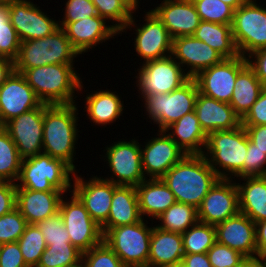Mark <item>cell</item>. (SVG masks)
I'll return each mask as SVG.
<instances>
[{
  "instance_id": "obj_1",
  "label": "cell",
  "mask_w": 266,
  "mask_h": 267,
  "mask_svg": "<svg viewBox=\"0 0 266 267\" xmlns=\"http://www.w3.org/2000/svg\"><path fill=\"white\" fill-rule=\"evenodd\" d=\"M161 179L174 194L176 202L198 209L220 178L202 154H186Z\"/></svg>"
},
{
  "instance_id": "obj_2",
  "label": "cell",
  "mask_w": 266,
  "mask_h": 267,
  "mask_svg": "<svg viewBox=\"0 0 266 267\" xmlns=\"http://www.w3.org/2000/svg\"><path fill=\"white\" fill-rule=\"evenodd\" d=\"M73 104L48 105L44 109L43 118V151L42 153L73 164L78 141V109Z\"/></svg>"
},
{
  "instance_id": "obj_3",
  "label": "cell",
  "mask_w": 266,
  "mask_h": 267,
  "mask_svg": "<svg viewBox=\"0 0 266 267\" xmlns=\"http://www.w3.org/2000/svg\"><path fill=\"white\" fill-rule=\"evenodd\" d=\"M71 64H49L26 69L22 75L42 103L73 104L83 82Z\"/></svg>"
},
{
  "instance_id": "obj_4",
  "label": "cell",
  "mask_w": 266,
  "mask_h": 267,
  "mask_svg": "<svg viewBox=\"0 0 266 267\" xmlns=\"http://www.w3.org/2000/svg\"><path fill=\"white\" fill-rule=\"evenodd\" d=\"M247 150L248 136L244 126L240 125L231 130H219L208 134L202 155L220 179H238L244 172Z\"/></svg>"
},
{
  "instance_id": "obj_5",
  "label": "cell",
  "mask_w": 266,
  "mask_h": 267,
  "mask_svg": "<svg viewBox=\"0 0 266 267\" xmlns=\"http://www.w3.org/2000/svg\"><path fill=\"white\" fill-rule=\"evenodd\" d=\"M75 172L65 161L40 153L22 159L16 187L34 191H61L64 194L71 192L73 183L70 181L74 179Z\"/></svg>"
},
{
  "instance_id": "obj_6",
  "label": "cell",
  "mask_w": 266,
  "mask_h": 267,
  "mask_svg": "<svg viewBox=\"0 0 266 267\" xmlns=\"http://www.w3.org/2000/svg\"><path fill=\"white\" fill-rule=\"evenodd\" d=\"M80 55L72 46L64 30L59 27L44 38L21 41L19 54L14 61V71L23 73L26 69L49 64H71Z\"/></svg>"
},
{
  "instance_id": "obj_7",
  "label": "cell",
  "mask_w": 266,
  "mask_h": 267,
  "mask_svg": "<svg viewBox=\"0 0 266 267\" xmlns=\"http://www.w3.org/2000/svg\"><path fill=\"white\" fill-rule=\"evenodd\" d=\"M198 92L196 80L190 78L170 93L143 96V107L153 123L158 124V131H164L182 116L194 111Z\"/></svg>"
},
{
  "instance_id": "obj_8",
  "label": "cell",
  "mask_w": 266,
  "mask_h": 267,
  "mask_svg": "<svg viewBox=\"0 0 266 267\" xmlns=\"http://www.w3.org/2000/svg\"><path fill=\"white\" fill-rule=\"evenodd\" d=\"M144 220L111 228L103 235V241L127 267H148L153 227Z\"/></svg>"
},
{
  "instance_id": "obj_9",
  "label": "cell",
  "mask_w": 266,
  "mask_h": 267,
  "mask_svg": "<svg viewBox=\"0 0 266 267\" xmlns=\"http://www.w3.org/2000/svg\"><path fill=\"white\" fill-rule=\"evenodd\" d=\"M256 2L250 0L234 10L231 25L237 51L245 58L266 47V8Z\"/></svg>"
},
{
  "instance_id": "obj_10",
  "label": "cell",
  "mask_w": 266,
  "mask_h": 267,
  "mask_svg": "<svg viewBox=\"0 0 266 267\" xmlns=\"http://www.w3.org/2000/svg\"><path fill=\"white\" fill-rule=\"evenodd\" d=\"M186 70L171 55L143 62L135 76L138 93L141 97L170 93L190 79Z\"/></svg>"
},
{
  "instance_id": "obj_11",
  "label": "cell",
  "mask_w": 266,
  "mask_h": 267,
  "mask_svg": "<svg viewBox=\"0 0 266 267\" xmlns=\"http://www.w3.org/2000/svg\"><path fill=\"white\" fill-rule=\"evenodd\" d=\"M71 194L70 201L61 198L59 213L62 215L71 244L84 253L103 242V232L79 198L73 192Z\"/></svg>"
},
{
  "instance_id": "obj_12",
  "label": "cell",
  "mask_w": 266,
  "mask_h": 267,
  "mask_svg": "<svg viewBox=\"0 0 266 267\" xmlns=\"http://www.w3.org/2000/svg\"><path fill=\"white\" fill-rule=\"evenodd\" d=\"M112 146L105 147L103 160L109 164L111 177L103 179L113 182L117 186L136 187L146 179L142 170L141 146L138 140L117 141ZM114 176V177H113ZM115 177L117 179H115Z\"/></svg>"
},
{
  "instance_id": "obj_13",
  "label": "cell",
  "mask_w": 266,
  "mask_h": 267,
  "mask_svg": "<svg viewBox=\"0 0 266 267\" xmlns=\"http://www.w3.org/2000/svg\"><path fill=\"white\" fill-rule=\"evenodd\" d=\"M145 23L135 26V21L132 15L131 20L125 25L124 29L119 33L125 32L128 28H135L134 50L143 62L150 60L161 59L171 55L172 52V38L164 24L158 17L149 10L145 12Z\"/></svg>"
},
{
  "instance_id": "obj_14",
  "label": "cell",
  "mask_w": 266,
  "mask_h": 267,
  "mask_svg": "<svg viewBox=\"0 0 266 267\" xmlns=\"http://www.w3.org/2000/svg\"><path fill=\"white\" fill-rule=\"evenodd\" d=\"M248 64L241 55L224 58L221 62L201 71L194 79L199 92L230 104L238 73Z\"/></svg>"
},
{
  "instance_id": "obj_15",
  "label": "cell",
  "mask_w": 266,
  "mask_h": 267,
  "mask_svg": "<svg viewBox=\"0 0 266 267\" xmlns=\"http://www.w3.org/2000/svg\"><path fill=\"white\" fill-rule=\"evenodd\" d=\"M49 104L22 113L6 123V132L15 143L19 156L24 159L43 151L44 109Z\"/></svg>"
},
{
  "instance_id": "obj_16",
  "label": "cell",
  "mask_w": 266,
  "mask_h": 267,
  "mask_svg": "<svg viewBox=\"0 0 266 267\" xmlns=\"http://www.w3.org/2000/svg\"><path fill=\"white\" fill-rule=\"evenodd\" d=\"M233 181L219 179L214 184L197 209L198 221L216 226L240 212L238 188Z\"/></svg>"
},
{
  "instance_id": "obj_17",
  "label": "cell",
  "mask_w": 266,
  "mask_h": 267,
  "mask_svg": "<svg viewBox=\"0 0 266 267\" xmlns=\"http://www.w3.org/2000/svg\"><path fill=\"white\" fill-rule=\"evenodd\" d=\"M91 177L84 180L75 172L71 192L83 203L91 218L102 227L108 219L113 193L118 186L103 177Z\"/></svg>"
},
{
  "instance_id": "obj_18",
  "label": "cell",
  "mask_w": 266,
  "mask_h": 267,
  "mask_svg": "<svg viewBox=\"0 0 266 267\" xmlns=\"http://www.w3.org/2000/svg\"><path fill=\"white\" fill-rule=\"evenodd\" d=\"M158 132V137L145 142V146L140 144L142 170L146 179H161L186 155L165 131Z\"/></svg>"
},
{
  "instance_id": "obj_19",
  "label": "cell",
  "mask_w": 266,
  "mask_h": 267,
  "mask_svg": "<svg viewBox=\"0 0 266 267\" xmlns=\"http://www.w3.org/2000/svg\"><path fill=\"white\" fill-rule=\"evenodd\" d=\"M9 5L10 21L20 41L44 38L59 28V21L29 0H16Z\"/></svg>"
},
{
  "instance_id": "obj_20",
  "label": "cell",
  "mask_w": 266,
  "mask_h": 267,
  "mask_svg": "<svg viewBox=\"0 0 266 267\" xmlns=\"http://www.w3.org/2000/svg\"><path fill=\"white\" fill-rule=\"evenodd\" d=\"M41 104L42 101L21 73L13 71L0 86V117L5 123Z\"/></svg>"
},
{
  "instance_id": "obj_21",
  "label": "cell",
  "mask_w": 266,
  "mask_h": 267,
  "mask_svg": "<svg viewBox=\"0 0 266 267\" xmlns=\"http://www.w3.org/2000/svg\"><path fill=\"white\" fill-rule=\"evenodd\" d=\"M171 56L181 65L188 67L186 74L196 77L201 71L221 62L224 57L208 44L193 35L172 39Z\"/></svg>"
},
{
  "instance_id": "obj_22",
  "label": "cell",
  "mask_w": 266,
  "mask_h": 267,
  "mask_svg": "<svg viewBox=\"0 0 266 267\" xmlns=\"http://www.w3.org/2000/svg\"><path fill=\"white\" fill-rule=\"evenodd\" d=\"M106 20L99 16H92L74 22H59L67 38L78 53L84 54L110 38H115L119 32L113 25H107Z\"/></svg>"
},
{
  "instance_id": "obj_23",
  "label": "cell",
  "mask_w": 266,
  "mask_h": 267,
  "mask_svg": "<svg viewBox=\"0 0 266 267\" xmlns=\"http://www.w3.org/2000/svg\"><path fill=\"white\" fill-rule=\"evenodd\" d=\"M151 11L164 24L172 39L193 35L201 22L192 0H163Z\"/></svg>"
},
{
  "instance_id": "obj_24",
  "label": "cell",
  "mask_w": 266,
  "mask_h": 267,
  "mask_svg": "<svg viewBox=\"0 0 266 267\" xmlns=\"http://www.w3.org/2000/svg\"><path fill=\"white\" fill-rule=\"evenodd\" d=\"M216 241L246 258L257 257L255 223L239 212L215 226Z\"/></svg>"
},
{
  "instance_id": "obj_25",
  "label": "cell",
  "mask_w": 266,
  "mask_h": 267,
  "mask_svg": "<svg viewBox=\"0 0 266 267\" xmlns=\"http://www.w3.org/2000/svg\"><path fill=\"white\" fill-rule=\"evenodd\" d=\"M194 111L206 135L219 130H231L241 125V119L229 103L218 101L200 92Z\"/></svg>"
},
{
  "instance_id": "obj_26",
  "label": "cell",
  "mask_w": 266,
  "mask_h": 267,
  "mask_svg": "<svg viewBox=\"0 0 266 267\" xmlns=\"http://www.w3.org/2000/svg\"><path fill=\"white\" fill-rule=\"evenodd\" d=\"M61 191L16 189V208L28 224H37L59 212Z\"/></svg>"
},
{
  "instance_id": "obj_27",
  "label": "cell",
  "mask_w": 266,
  "mask_h": 267,
  "mask_svg": "<svg viewBox=\"0 0 266 267\" xmlns=\"http://www.w3.org/2000/svg\"><path fill=\"white\" fill-rule=\"evenodd\" d=\"M184 256L181 233L161 230L154 225L150 240L148 267H168L181 264Z\"/></svg>"
},
{
  "instance_id": "obj_28",
  "label": "cell",
  "mask_w": 266,
  "mask_h": 267,
  "mask_svg": "<svg viewBox=\"0 0 266 267\" xmlns=\"http://www.w3.org/2000/svg\"><path fill=\"white\" fill-rule=\"evenodd\" d=\"M135 188L143 219L144 215L156 219L176 202L174 194L162 179H145Z\"/></svg>"
},
{
  "instance_id": "obj_29",
  "label": "cell",
  "mask_w": 266,
  "mask_h": 267,
  "mask_svg": "<svg viewBox=\"0 0 266 267\" xmlns=\"http://www.w3.org/2000/svg\"><path fill=\"white\" fill-rule=\"evenodd\" d=\"M141 219L136 188L118 186L113 193L108 219L101 229L104 235L111 228L131 225Z\"/></svg>"
},
{
  "instance_id": "obj_30",
  "label": "cell",
  "mask_w": 266,
  "mask_h": 267,
  "mask_svg": "<svg viewBox=\"0 0 266 267\" xmlns=\"http://www.w3.org/2000/svg\"><path fill=\"white\" fill-rule=\"evenodd\" d=\"M164 131L186 154H203L207 135L202 130L195 111L185 114Z\"/></svg>"
},
{
  "instance_id": "obj_31",
  "label": "cell",
  "mask_w": 266,
  "mask_h": 267,
  "mask_svg": "<svg viewBox=\"0 0 266 267\" xmlns=\"http://www.w3.org/2000/svg\"><path fill=\"white\" fill-rule=\"evenodd\" d=\"M241 179L245 183H236L240 212L254 223L266 220V175Z\"/></svg>"
},
{
  "instance_id": "obj_32",
  "label": "cell",
  "mask_w": 266,
  "mask_h": 267,
  "mask_svg": "<svg viewBox=\"0 0 266 267\" xmlns=\"http://www.w3.org/2000/svg\"><path fill=\"white\" fill-rule=\"evenodd\" d=\"M116 92L100 90L85 97V111L88 118L97 126L108 125L122 116L123 101Z\"/></svg>"
},
{
  "instance_id": "obj_33",
  "label": "cell",
  "mask_w": 266,
  "mask_h": 267,
  "mask_svg": "<svg viewBox=\"0 0 266 267\" xmlns=\"http://www.w3.org/2000/svg\"><path fill=\"white\" fill-rule=\"evenodd\" d=\"M263 89L254 70L247 64L237 75L230 106L242 120L250 111Z\"/></svg>"
},
{
  "instance_id": "obj_34",
  "label": "cell",
  "mask_w": 266,
  "mask_h": 267,
  "mask_svg": "<svg viewBox=\"0 0 266 267\" xmlns=\"http://www.w3.org/2000/svg\"><path fill=\"white\" fill-rule=\"evenodd\" d=\"M193 36L208 44L224 58L239 56L233 40L231 25L201 21Z\"/></svg>"
},
{
  "instance_id": "obj_35",
  "label": "cell",
  "mask_w": 266,
  "mask_h": 267,
  "mask_svg": "<svg viewBox=\"0 0 266 267\" xmlns=\"http://www.w3.org/2000/svg\"><path fill=\"white\" fill-rule=\"evenodd\" d=\"M156 220L161 221L156 226L161 230L182 234L198 221V211L192 205L175 202Z\"/></svg>"
},
{
  "instance_id": "obj_36",
  "label": "cell",
  "mask_w": 266,
  "mask_h": 267,
  "mask_svg": "<svg viewBox=\"0 0 266 267\" xmlns=\"http://www.w3.org/2000/svg\"><path fill=\"white\" fill-rule=\"evenodd\" d=\"M184 254L207 253L216 242V228L197 221L182 233Z\"/></svg>"
},
{
  "instance_id": "obj_37",
  "label": "cell",
  "mask_w": 266,
  "mask_h": 267,
  "mask_svg": "<svg viewBox=\"0 0 266 267\" xmlns=\"http://www.w3.org/2000/svg\"><path fill=\"white\" fill-rule=\"evenodd\" d=\"M22 158L9 134L0 135V181L16 183L21 168Z\"/></svg>"
},
{
  "instance_id": "obj_38",
  "label": "cell",
  "mask_w": 266,
  "mask_h": 267,
  "mask_svg": "<svg viewBox=\"0 0 266 267\" xmlns=\"http://www.w3.org/2000/svg\"><path fill=\"white\" fill-rule=\"evenodd\" d=\"M82 260V252L71 243L46 247L36 267H71Z\"/></svg>"
},
{
  "instance_id": "obj_39",
  "label": "cell",
  "mask_w": 266,
  "mask_h": 267,
  "mask_svg": "<svg viewBox=\"0 0 266 267\" xmlns=\"http://www.w3.org/2000/svg\"><path fill=\"white\" fill-rule=\"evenodd\" d=\"M27 267H36L46 249L44 236L36 224H28L17 241Z\"/></svg>"
},
{
  "instance_id": "obj_40",
  "label": "cell",
  "mask_w": 266,
  "mask_h": 267,
  "mask_svg": "<svg viewBox=\"0 0 266 267\" xmlns=\"http://www.w3.org/2000/svg\"><path fill=\"white\" fill-rule=\"evenodd\" d=\"M201 21L232 25L234 9L221 0H192Z\"/></svg>"
},
{
  "instance_id": "obj_41",
  "label": "cell",
  "mask_w": 266,
  "mask_h": 267,
  "mask_svg": "<svg viewBox=\"0 0 266 267\" xmlns=\"http://www.w3.org/2000/svg\"><path fill=\"white\" fill-rule=\"evenodd\" d=\"M97 14L106 21H113V27L120 33L131 20L132 12L121 0H91ZM115 22V24H114Z\"/></svg>"
},
{
  "instance_id": "obj_42",
  "label": "cell",
  "mask_w": 266,
  "mask_h": 267,
  "mask_svg": "<svg viewBox=\"0 0 266 267\" xmlns=\"http://www.w3.org/2000/svg\"><path fill=\"white\" fill-rule=\"evenodd\" d=\"M81 261L85 267H127L104 241L82 253Z\"/></svg>"
},
{
  "instance_id": "obj_43",
  "label": "cell",
  "mask_w": 266,
  "mask_h": 267,
  "mask_svg": "<svg viewBox=\"0 0 266 267\" xmlns=\"http://www.w3.org/2000/svg\"><path fill=\"white\" fill-rule=\"evenodd\" d=\"M27 225L26 219L17 208L0 216V244L17 242Z\"/></svg>"
},
{
  "instance_id": "obj_44",
  "label": "cell",
  "mask_w": 266,
  "mask_h": 267,
  "mask_svg": "<svg viewBox=\"0 0 266 267\" xmlns=\"http://www.w3.org/2000/svg\"><path fill=\"white\" fill-rule=\"evenodd\" d=\"M44 236L46 245L71 243L62 215L57 212L36 224Z\"/></svg>"
},
{
  "instance_id": "obj_45",
  "label": "cell",
  "mask_w": 266,
  "mask_h": 267,
  "mask_svg": "<svg viewBox=\"0 0 266 267\" xmlns=\"http://www.w3.org/2000/svg\"><path fill=\"white\" fill-rule=\"evenodd\" d=\"M212 267H237L246 257L217 241L207 251Z\"/></svg>"
},
{
  "instance_id": "obj_46",
  "label": "cell",
  "mask_w": 266,
  "mask_h": 267,
  "mask_svg": "<svg viewBox=\"0 0 266 267\" xmlns=\"http://www.w3.org/2000/svg\"><path fill=\"white\" fill-rule=\"evenodd\" d=\"M266 153L258 148L248 138V150L244 160V172L240 178L266 175Z\"/></svg>"
},
{
  "instance_id": "obj_47",
  "label": "cell",
  "mask_w": 266,
  "mask_h": 267,
  "mask_svg": "<svg viewBox=\"0 0 266 267\" xmlns=\"http://www.w3.org/2000/svg\"><path fill=\"white\" fill-rule=\"evenodd\" d=\"M65 7V14L59 22H74L98 15L91 0H67Z\"/></svg>"
},
{
  "instance_id": "obj_48",
  "label": "cell",
  "mask_w": 266,
  "mask_h": 267,
  "mask_svg": "<svg viewBox=\"0 0 266 267\" xmlns=\"http://www.w3.org/2000/svg\"><path fill=\"white\" fill-rule=\"evenodd\" d=\"M21 41L11 23L7 27H0V54L3 58H8L13 62L19 54Z\"/></svg>"
},
{
  "instance_id": "obj_49",
  "label": "cell",
  "mask_w": 266,
  "mask_h": 267,
  "mask_svg": "<svg viewBox=\"0 0 266 267\" xmlns=\"http://www.w3.org/2000/svg\"><path fill=\"white\" fill-rule=\"evenodd\" d=\"M242 126L266 125V87H263L258 99L250 111L241 120Z\"/></svg>"
},
{
  "instance_id": "obj_50",
  "label": "cell",
  "mask_w": 266,
  "mask_h": 267,
  "mask_svg": "<svg viewBox=\"0 0 266 267\" xmlns=\"http://www.w3.org/2000/svg\"><path fill=\"white\" fill-rule=\"evenodd\" d=\"M0 267H27L18 242H9L1 245Z\"/></svg>"
},
{
  "instance_id": "obj_51",
  "label": "cell",
  "mask_w": 266,
  "mask_h": 267,
  "mask_svg": "<svg viewBox=\"0 0 266 267\" xmlns=\"http://www.w3.org/2000/svg\"><path fill=\"white\" fill-rule=\"evenodd\" d=\"M16 183L0 181V216L16 208Z\"/></svg>"
},
{
  "instance_id": "obj_52",
  "label": "cell",
  "mask_w": 266,
  "mask_h": 267,
  "mask_svg": "<svg viewBox=\"0 0 266 267\" xmlns=\"http://www.w3.org/2000/svg\"><path fill=\"white\" fill-rule=\"evenodd\" d=\"M246 59L248 65L254 70L256 77L262 83L263 87H266V47L254 51L248 55Z\"/></svg>"
},
{
  "instance_id": "obj_53",
  "label": "cell",
  "mask_w": 266,
  "mask_h": 267,
  "mask_svg": "<svg viewBox=\"0 0 266 267\" xmlns=\"http://www.w3.org/2000/svg\"><path fill=\"white\" fill-rule=\"evenodd\" d=\"M249 140L255 144V148L266 153V125L244 126Z\"/></svg>"
},
{
  "instance_id": "obj_54",
  "label": "cell",
  "mask_w": 266,
  "mask_h": 267,
  "mask_svg": "<svg viewBox=\"0 0 266 267\" xmlns=\"http://www.w3.org/2000/svg\"><path fill=\"white\" fill-rule=\"evenodd\" d=\"M181 264L184 267H212L207 253L184 254Z\"/></svg>"
},
{
  "instance_id": "obj_55",
  "label": "cell",
  "mask_w": 266,
  "mask_h": 267,
  "mask_svg": "<svg viewBox=\"0 0 266 267\" xmlns=\"http://www.w3.org/2000/svg\"><path fill=\"white\" fill-rule=\"evenodd\" d=\"M257 256L266 250V220L255 223Z\"/></svg>"
},
{
  "instance_id": "obj_56",
  "label": "cell",
  "mask_w": 266,
  "mask_h": 267,
  "mask_svg": "<svg viewBox=\"0 0 266 267\" xmlns=\"http://www.w3.org/2000/svg\"><path fill=\"white\" fill-rule=\"evenodd\" d=\"M14 71V62L8 58L0 59V86Z\"/></svg>"
},
{
  "instance_id": "obj_57",
  "label": "cell",
  "mask_w": 266,
  "mask_h": 267,
  "mask_svg": "<svg viewBox=\"0 0 266 267\" xmlns=\"http://www.w3.org/2000/svg\"><path fill=\"white\" fill-rule=\"evenodd\" d=\"M10 21V5L0 4V27H7Z\"/></svg>"
},
{
  "instance_id": "obj_58",
  "label": "cell",
  "mask_w": 266,
  "mask_h": 267,
  "mask_svg": "<svg viewBox=\"0 0 266 267\" xmlns=\"http://www.w3.org/2000/svg\"><path fill=\"white\" fill-rule=\"evenodd\" d=\"M237 267H264L259 256L245 258Z\"/></svg>"
},
{
  "instance_id": "obj_59",
  "label": "cell",
  "mask_w": 266,
  "mask_h": 267,
  "mask_svg": "<svg viewBox=\"0 0 266 267\" xmlns=\"http://www.w3.org/2000/svg\"><path fill=\"white\" fill-rule=\"evenodd\" d=\"M221 1L231 6L234 10H237L240 6H242L243 4L247 3L250 0H221Z\"/></svg>"
},
{
  "instance_id": "obj_60",
  "label": "cell",
  "mask_w": 266,
  "mask_h": 267,
  "mask_svg": "<svg viewBox=\"0 0 266 267\" xmlns=\"http://www.w3.org/2000/svg\"><path fill=\"white\" fill-rule=\"evenodd\" d=\"M132 12L139 8V0H121Z\"/></svg>"
},
{
  "instance_id": "obj_61",
  "label": "cell",
  "mask_w": 266,
  "mask_h": 267,
  "mask_svg": "<svg viewBox=\"0 0 266 267\" xmlns=\"http://www.w3.org/2000/svg\"><path fill=\"white\" fill-rule=\"evenodd\" d=\"M6 123L4 120L0 117V135L5 132L6 130Z\"/></svg>"
},
{
  "instance_id": "obj_62",
  "label": "cell",
  "mask_w": 266,
  "mask_h": 267,
  "mask_svg": "<svg viewBox=\"0 0 266 267\" xmlns=\"http://www.w3.org/2000/svg\"><path fill=\"white\" fill-rule=\"evenodd\" d=\"M259 257L261 258L264 267H266V250Z\"/></svg>"
},
{
  "instance_id": "obj_63",
  "label": "cell",
  "mask_w": 266,
  "mask_h": 267,
  "mask_svg": "<svg viewBox=\"0 0 266 267\" xmlns=\"http://www.w3.org/2000/svg\"><path fill=\"white\" fill-rule=\"evenodd\" d=\"M13 1H16V0H0V4H10Z\"/></svg>"
},
{
  "instance_id": "obj_64",
  "label": "cell",
  "mask_w": 266,
  "mask_h": 267,
  "mask_svg": "<svg viewBox=\"0 0 266 267\" xmlns=\"http://www.w3.org/2000/svg\"><path fill=\"white\" fill-rule=\"evenodd\" d=\"M71 267H85V264L82 261H80L78 264Z\"/></svg>"
},
{
  "instance_id": "obj_65",
  "label": "cell",
  "mask_w": 266,
  "mask_h": 267,
  "mask_svg": "<svg viewBox=\"0 0 266 267\" xmlns=\"http://www.w3.org/2000/svg\"><path fill=\"white\" fill-rule=\"evenodd\" d=\"M168 267H184L182 264H178V265H173V266H168Z\"/></svg>"
}]
</instances>
